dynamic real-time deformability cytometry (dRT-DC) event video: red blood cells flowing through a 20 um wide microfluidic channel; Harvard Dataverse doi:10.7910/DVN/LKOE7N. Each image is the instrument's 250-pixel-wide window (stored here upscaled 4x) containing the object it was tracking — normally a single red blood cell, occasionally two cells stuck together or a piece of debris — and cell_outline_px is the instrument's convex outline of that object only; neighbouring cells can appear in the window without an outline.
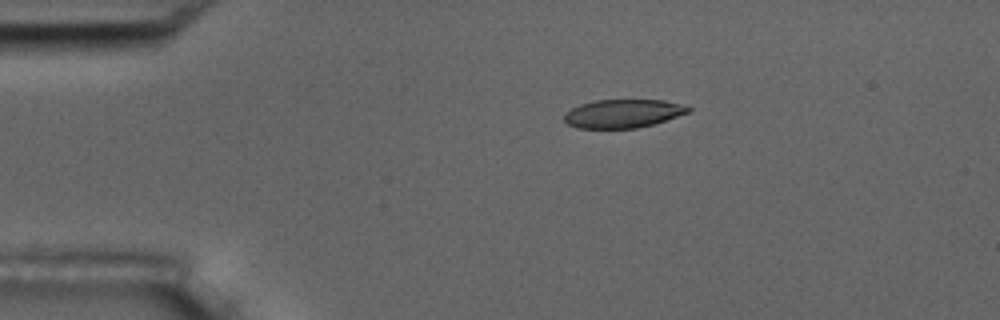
{"species": "common noctule bat (a hibernating species)", "species_latin": "Nyctalus noctula", "temperature_condition": "room temperature", "stored_images_in_passage": 9, "camera_frame_rate_fps": 3000, "um_per_image_px": 0.085, "animal": {"sex": "male", "body_mass_g": 17.5, "forearm_length_mm": 52.3}, "frame": {"image": 1, "passage_image": 3, "time_ms": 2.333, "image_size_px": [1000, 320], "cell_outline_px": [[692, 108], [688, 112], [652, 124], [636, 128], [576, 128], [568, 124], [564, 120], [564, 112], [580, 104], [596, 100], [664, 100], [684, 104]], "centroid_in_image_um": [52.92, 9.64], "position_along_channel_um": 32.1, "area_um2": 20.46}}
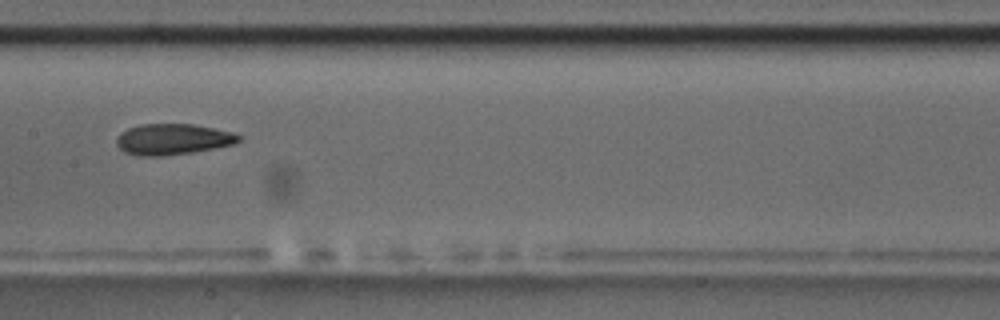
{"frame": {"image": 2, "passage_image": 8, "time_ms": 8.0, "image_size_px": [1000, 320], "cell_outline_px": [[240, 140], [236, 144], [192, 152], [160, 156], [136, 156], [124, 152], [116, 144], [116, 140], [120, 132], [128, 128], [140, 124], [192, 124], [232, 132], [240, 136]], "centroid_in_image_um": [14.65, 11.84], "position_along_channel_um": 192.7, "area_um2": 22.02}}
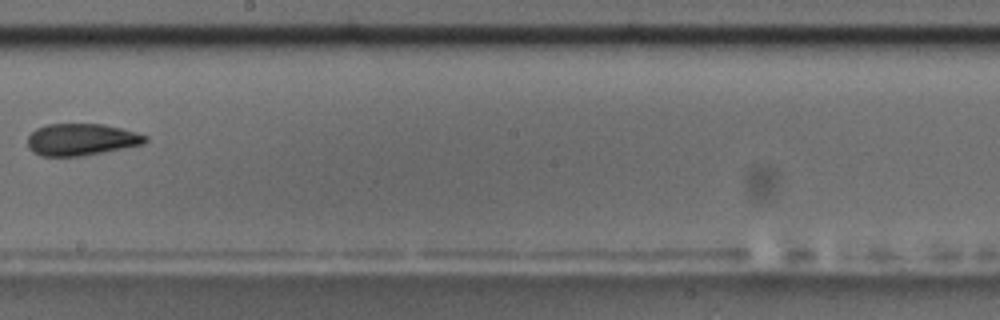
{"frame": {"image": 3, "passage_image": 9, "time_ms": 9.333, "image_size_px": [1000, 320], "cell_outline_px": [[148, 140], [144, 144], [84, 156], [40, 156], [32, 152], [28, 148], [28, 136], [36, 128], [48, 124], [104, 124], [136, 132], [148, 136]], "centroid_in_image_um": [6.91, 11.87], "position_along_channel_um": 241.3, "area_um2": 22.02}}